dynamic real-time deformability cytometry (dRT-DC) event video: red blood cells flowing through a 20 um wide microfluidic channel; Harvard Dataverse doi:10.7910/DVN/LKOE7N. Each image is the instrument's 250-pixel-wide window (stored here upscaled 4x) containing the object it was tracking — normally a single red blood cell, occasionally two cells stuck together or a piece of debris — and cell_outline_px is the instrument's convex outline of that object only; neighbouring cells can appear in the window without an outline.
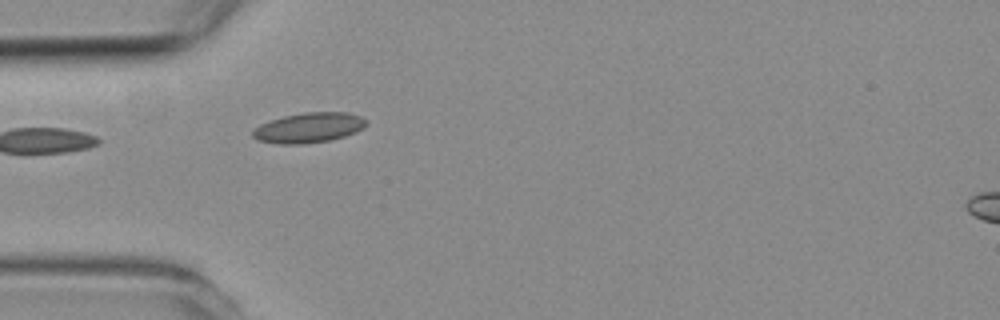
{"species": "common noctule bat (a hibernating species)", "species_latin": "Nyctalus noctula", "temperature_condition": "room temperature", "stored_images_in_passage": 2, "camera_frame_rate_fps": 3000, "um_per_image_px": 0.085, "animal": {"sex": "female", "body_mass_g": 19.3, "forearm_length_mm": 54.1}, "frame": {"image": 1, "passage_image": 2, "time_ms": 4.667, "image_size_px": [1000, 320], "cell_outline_px": [[364, 128], [356, 132], [344, 136], [328, 140], [304, 144], [276, 144], [256, 140], [252, 136], [252, 128], [260, 124], [284, 116], [304, 112], [348, 112], [360, 116], [364, 120]], "centroid_in_image_um": [26.19, 10.86], "position_along_channel_um": 58.8, "area_um2": 19.88}}